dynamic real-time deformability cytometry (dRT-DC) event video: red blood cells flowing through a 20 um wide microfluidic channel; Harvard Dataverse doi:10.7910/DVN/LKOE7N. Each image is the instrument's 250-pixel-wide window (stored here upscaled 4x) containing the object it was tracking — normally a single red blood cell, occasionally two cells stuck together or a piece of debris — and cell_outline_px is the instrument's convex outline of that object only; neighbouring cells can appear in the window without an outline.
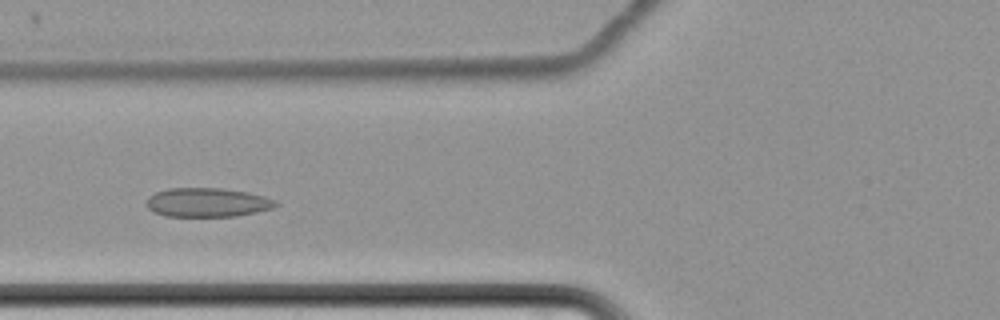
{"species": "common noctule bat (a hibernating species)", "species_latin": "Nyctalus noctula", "temperature_condition": "cold", "stored_images_in_passage": 48, "camera_frame_rate_fps": 3000, "um_per_image_px": 0.085, "animal": {"sex": "female", "body_mass_g": 22.7, "forearm_length_mm": 54.2}, "frame": {"image": 1, "passage_image": 20, "time_ms": 6.333, "image_size_px": [1000, 320], "cell_outline_px": [[280, 204], [272, 208], [256, 212], [236, 216], [168, 216], [156, 212], [148, 208], [144, 204], [148, 196], [156, 192], [168, 188], [224, 188], [248, 192], [264, 196], [276, 200]], "centroid_in_image_um": [17.63, 17.19], "position_along_channel_um": 108.2, "area_um2": 21.96}}
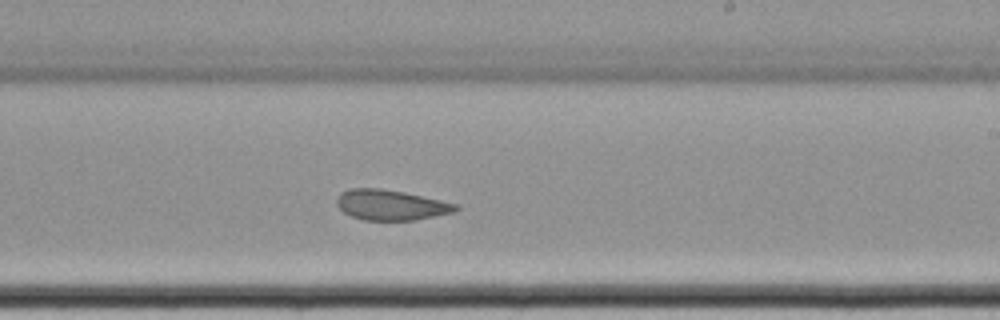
{"frame": {"image": 2, "passage_image": 33, "time_ms": 10.667, "image_size_px": [1000, 320], "cell_outline_px": [[460, 208], [456, 212], [416, 220], [364, 220], [352, 216], [344, 212], [336, 204], [336, 196], [340, 192], [352, 188], [380, 188], [404, 192], [460, 204]], "centroid_in_image_um": [33.26, 17.42], "position_along_channel_um": 255.7, "area_um2": 21.27}}
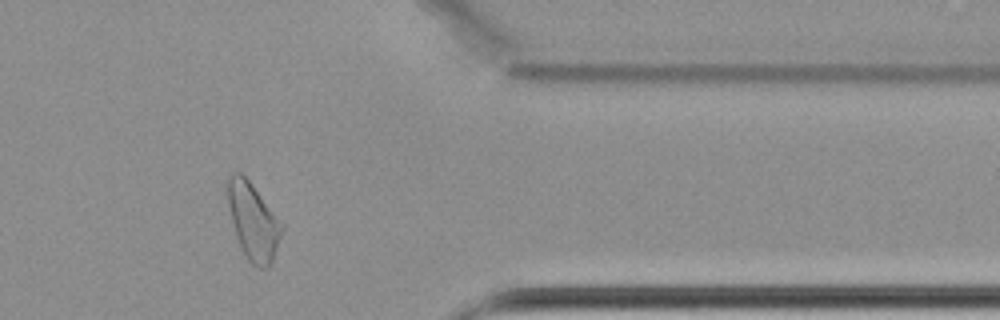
{"frame": {"image": 3, "passage_image": 46, "time_ms": 15.0, "image_size_px": [1000, 320], "cell_outline_px": [[284, 228], [272, 260], [268, 268], [256, 268], [244, 256], [236, 236], [228, 204], [228, 180], [232, 172], [240, 172], [248, 180]], "centroid_in_image_um": [21.5, 18.87], "position_along_channel_um": 389.9, "area_um2": 23.41}, "authors_computed_cell_mechanics": {"area_um2": 22.3397, "velocity_mm_per_s": 3.4089, "shape_relaxation_time_tau1_ms": 7.8718, "shape_relaxation_time_tau2_ms": 2.6351, "deformation_change_tau1": 0.0895, "deformation_change_tau2": 0.0692}}